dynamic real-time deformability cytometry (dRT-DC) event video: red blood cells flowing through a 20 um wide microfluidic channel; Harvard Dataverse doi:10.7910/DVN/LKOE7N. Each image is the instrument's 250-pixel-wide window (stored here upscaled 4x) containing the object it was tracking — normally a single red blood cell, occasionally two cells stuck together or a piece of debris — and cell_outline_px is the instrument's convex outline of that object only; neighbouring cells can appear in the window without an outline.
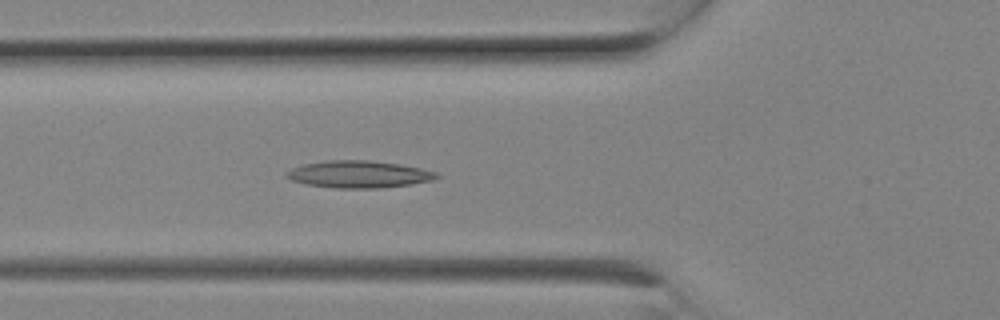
{"species": "Egyptian fruit bat (a non-hibernating species)", "species_latin": "Rousettus aegyptiacus", "temperature_condition": "room temperature", "stored_images_in_passage": 6, "camera_frame_rate_fps": 3000, "um_per_image_px": 0.085, "animal": {"sex": "female"}, "frame": {"image": 1, "passage_image": 6, "time_ms": 1.667, "image_size_px": [1000, 320], "cell_outline_px": [[440, 176], [432, 180], [412, 184], [380, 188], [336, 188], [308, 184], [292, 180], [284, 176], [292, 168], [300, 164], [324, 160], [368, 160], [400, 164], [420, 168], [436, 172]], "centroid_in_image_um": [30.49, 14.8], "position_along_channel_um": 95.3, "area_um2": 23.7}}